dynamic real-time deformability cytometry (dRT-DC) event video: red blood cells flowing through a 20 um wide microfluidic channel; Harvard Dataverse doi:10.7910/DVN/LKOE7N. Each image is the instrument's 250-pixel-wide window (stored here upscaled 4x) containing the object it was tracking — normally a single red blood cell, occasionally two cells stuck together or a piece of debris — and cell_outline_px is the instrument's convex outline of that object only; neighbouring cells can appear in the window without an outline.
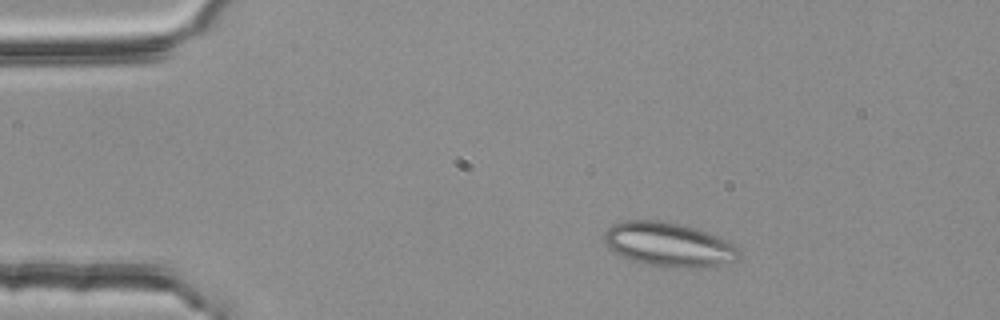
{"species": "common noctule bat (a hibernating species)", "species_latin": "Nyctalus noctula", "temperature_condition": "room temperature", "stored_images_in_passage": 43, "camera_frame_rate_fps": 3000, "um_per_image_px": 0.085, "animal": {"sex": "female", "body_mass_g": 25.1}, "frame": {"image": 1, "passage_image": 1, "time_ms": 0.0, "image_size_px": [1000, 320], "cell_outline_px": [[740, 256], [736, 260], [708, 268], [664, 268], [644, 264], [632, 260], [608, 248], [604, 240], [604, 232], [612, 224], [624, 220], [656, 220], [680, 224], [696, 228], [716, 236], [732, 244], [740, 252]], "centroid_in_image_um": [56.82, 20.8], "position_along_channel_um": 28.2, "area_um2": 34.8}}
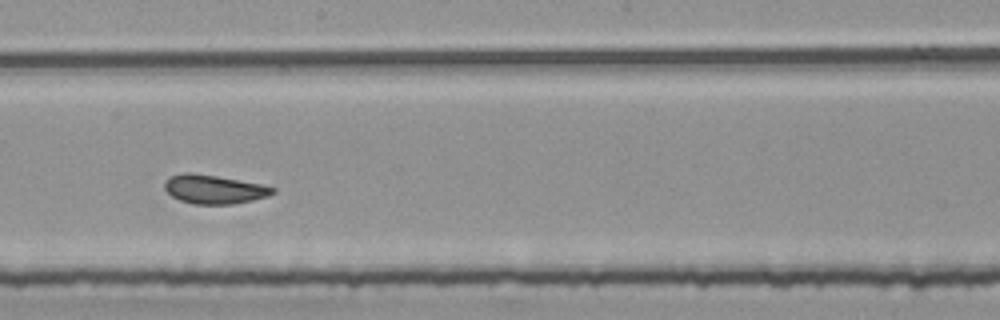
{"frame": {"image": 2, "passage_image": 22, "time_ms": 7.0, "image_size_px": [1000, 320], "cell_outline_px": [[276, 192], [268, 196], [252, 200], [232, 204], [192, 204], [180, 200], [172, 196], [164, 188], [164, 184], [172, 176], [184, 172], [188, 172], [216, 176], [264, 184], [276, 188]], "centroid_in_image_um": [18.24, 16.09], "position_along_channel_um": 230.0, "area_um2": 18.09}}
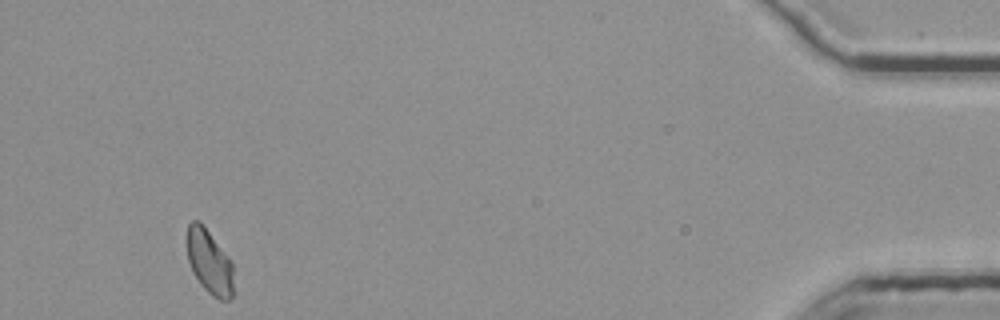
{"frame": {"image": 3, "passage_image": 43, "time_ms": 14.0, "image_size_px": [1000, 320], "cell_outline_px": [[232, 296], [228, 300], [220, 300], [212, 296], [200, 284], [192, 272], [188, 260], [184, 240], [188, 224], [192, 220], [200, 220], [232, 264]], "centroid_in_image_um": [17.72, 22.23], "position_along_channel_um": 417.5, "area_um2": 17.51}, "authors_computed_cell_mechanics": {"area_um2": 18.0914, "velocity_mm_per_s": 3.76, "shape_relaxation_time_tau1_ms": 5.945, "shape_relaxation_time_tau2_ms": 1.3131, "deformation_change_tau1": 0.0852, "deformation_change_tau2": 0.0742}}